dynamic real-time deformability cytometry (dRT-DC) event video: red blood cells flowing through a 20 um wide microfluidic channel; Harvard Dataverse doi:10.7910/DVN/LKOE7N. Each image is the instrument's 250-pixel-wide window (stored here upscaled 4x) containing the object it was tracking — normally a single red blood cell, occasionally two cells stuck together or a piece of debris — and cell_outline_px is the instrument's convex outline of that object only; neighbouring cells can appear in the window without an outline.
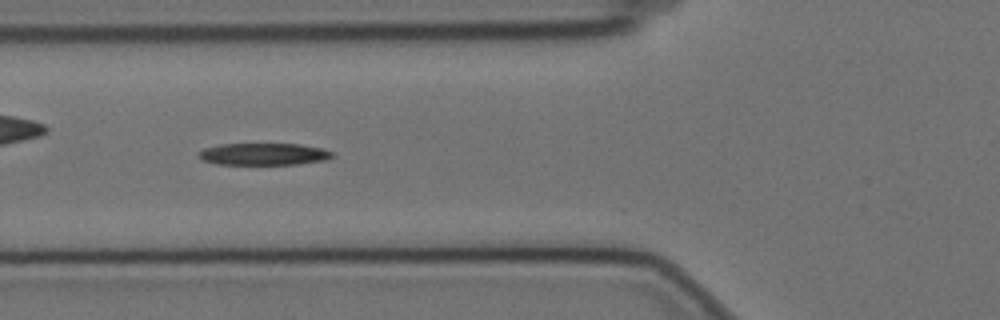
{"species": "Egyptian fruit bat (a non-hibernating species)", "species_latin": "Rousettus aegyptiacus", "temperature_condition": "cold", "stored_images_in_passage": 47, "camera_frame_rate_fps": 3000, "um_per_image_px": 0.085, "animal": {"sex": "female"}, "frame": {"image": 1, "passage_image": 10, "time_ms": 3.0, "image_size_px": [1000, 320], "cell_outline_px": [[336, 156], [328, 160], [296, 164], [216, 164], [204, 160], [196, 156], [204, 148], [220, 144], [300, 144], [324, 148], [332, 152]], "centroid_in_image_um": [22.47, 13.1], "position_along_channel_um": 103.3, "area_um2": 17.22}}
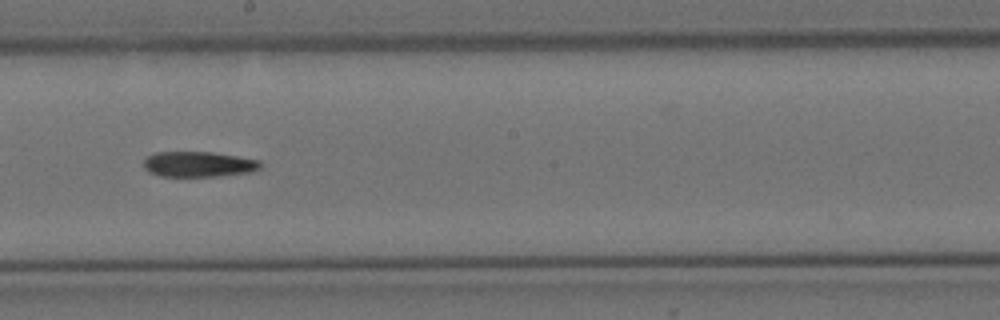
{"frame": {"image": 2, "passage_image": 21, "time_ms": 6.667, "image_size_px": [1000, 320], "cell_outline_px": [[260, 168], [252, 172], [216, 176], [160, 176], [148, 172], [144, 168], [144, 160], [148, 156], [156, 152], [212, 152], [260, 160]], "centroid_in_image_um": [16.86, 13.96], "position_along_channel_um": 231.3, "area_um2": 17.22}}
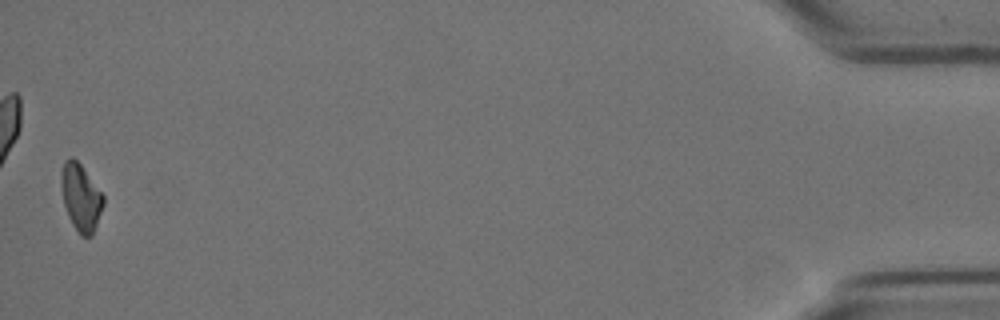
{"frame": {"image": 3, "passage_image": 46, "time_ms": 15.0, "image_size_px": [1000, 320], "cell_outline_px": [[104, 204], [92, 236], [80, 236], [72, 224], [68, 216], [64, 204], [60, 184], [60, 172], [64, 160], [72, 156], [80, 164], [104, 196]], "centroid_in_image_um": [6.85, 16.77], "position_along_channel_um": 428.4, "area_um2": 16.47}}